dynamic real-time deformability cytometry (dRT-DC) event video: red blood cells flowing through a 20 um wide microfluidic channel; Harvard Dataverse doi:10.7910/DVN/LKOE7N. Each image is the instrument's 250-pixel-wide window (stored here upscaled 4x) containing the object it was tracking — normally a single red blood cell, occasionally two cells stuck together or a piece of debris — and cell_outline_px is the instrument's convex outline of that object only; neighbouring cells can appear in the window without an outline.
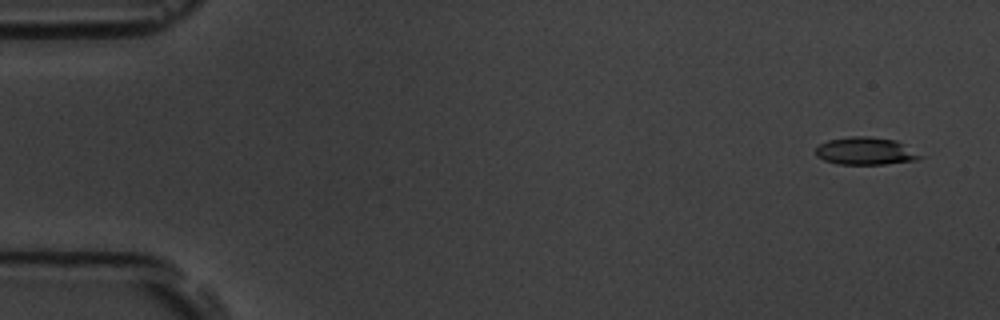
{"species": "common noctule bat (a hibernating species)", "species_latin": "Nyctalus noctula", "temperature_condition": "room temperature", "stored_images_in_passage": 5, "camera_frame_rate_fps": 3000, "um_per_image_px": 0.085, "animal": {"sex": "male", "body_mass_g": 19.5, "forearm_length_mm": 54.6}, "frame": {"image": 1, "passage_image": 1, "time_ms": 0.0, "image_size_px": [1000, 320], "cell_outline_px": [[924, 156], [916, 160], [884, 164], [836, 164], [824, 160], [816, 156], [816, 148], [820, 144], [828, 140], [848, 136], [868, 136], [896, 140]], "centroid_in_image_um": [73.55, 12.84], "position_along_channel_um": 11.5, "area_um2": 16.76}}
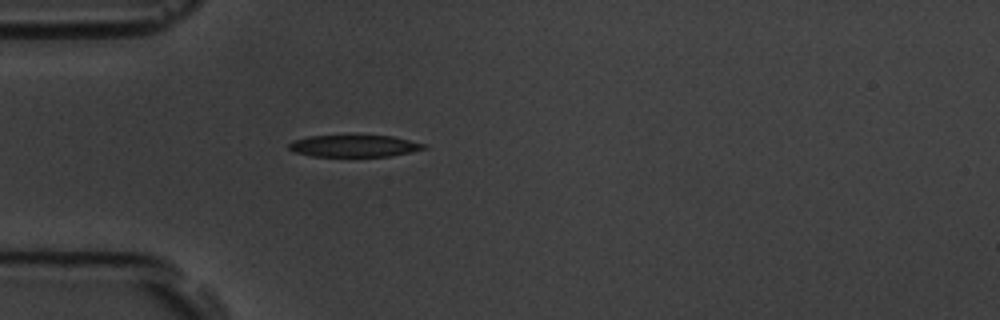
{"frame": {"image": 2, "passage_image": 5, "time_ms": 4.667, "image_size_px": [1000, 320], "cell_outline_px": [[428, 148], [392, 156], [312, 156], [296, 152], [288, 148], [288, 144], [292, 140], [308, 136], [344, 132], [352, 132], [392, 136], [424, 144]], "centroid_in_image_um": [30.06, 12.34], "position_along_channel_um": 54.9, "area_um2": 18.32}}